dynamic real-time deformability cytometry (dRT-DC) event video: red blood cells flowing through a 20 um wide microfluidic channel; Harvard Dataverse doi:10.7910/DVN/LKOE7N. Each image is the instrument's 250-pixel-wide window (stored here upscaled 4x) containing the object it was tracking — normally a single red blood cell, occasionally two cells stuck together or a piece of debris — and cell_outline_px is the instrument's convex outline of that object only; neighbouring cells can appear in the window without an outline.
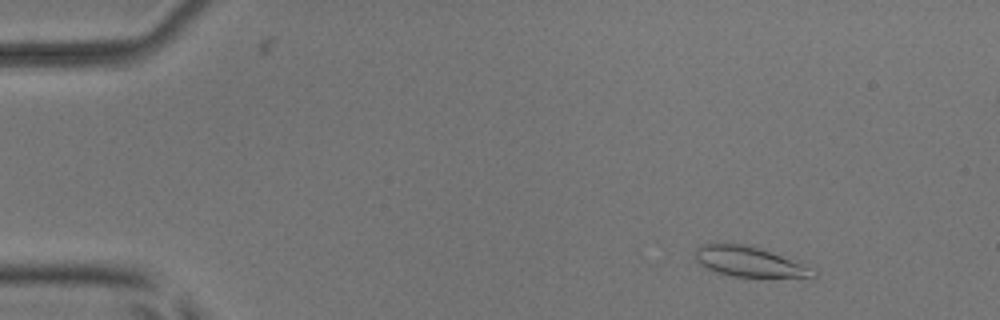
{"species": "common noctule bat (a hibernating species)", "species_latin": "Nyctalus noctula", "temperature_condition": "room temperature", "stored_images_in_passage": 53, "camera_frame_rate_fps": 3000, "um_per_image_px": 0.085, "animal": {"sex": "male", "body_mass_g": 17.9, "forearm_length_mm": 54.2}, "frame": {"image": 1, "passage_image": 6, "time_ms": 1.667, "image_size_px": [1000, 320], "cell_outline_px": [[816, 276], [812, 280], [732, 276], [716, 272], [700, 264], [696, 260], [692, 252], [700, 244], [752, 244], [816, 268]], "centroid_in_image_um": [63.84, 22.28], "position_along_channel_um": 21.2, "area_um2": 21.96}}
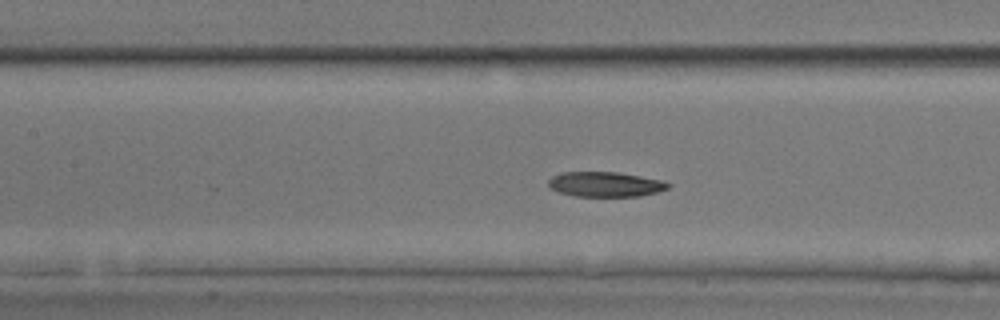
{"frame": {"image": 2, "passage_image": 24, "time_ms": 7.667, "image_size_px": [1000, 320], "cell_outline_px": [[672, 184], [668, 188], [656, 192], [640, 196], [576, 196], [560, 192], [552, 188], [548, 184], [548, 180], [552, 176], [560, 172], [616, 172], [640, 176], [660, 180]], "centroid_in_image_um": [51.44, 15.66], "position_along_channel_um": 156.0, "area_um2": 17.22}}
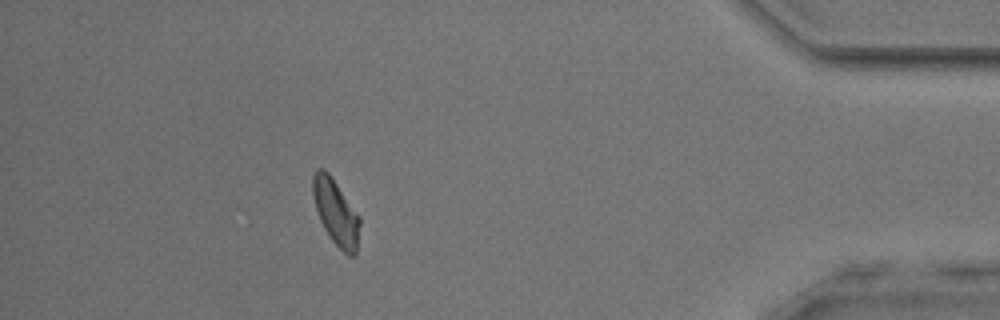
{"frame": {"image": 3, "passage_image": 47, "time_ms": 15.333, "image_size_px": [1000, 320], "cell_outline_px": [[360, 224], [356, 256], [348, 256], [332, 240], [324, 228], [320, 220], [316, 208], [312, 192], [312, 176], [316, 168], [324, 168], [328, 172], [360, 216]], "centroid_in_image_um": [28.55, 18.03], "position_along_channel_um": 406.7, "area_um2": 17.92}, "authors_computed_cell_mechanics": {"area_um2": 18.1492, "velocity_mm_per_s": 3.8853, "shape_relaxation_time_tau1_ms": 4.986, "shape_relaxation_time_tau2_ms": 8.9856, "deformation_change_tau1": 0.1144, "deformation_change_tau2": 0.1695}}